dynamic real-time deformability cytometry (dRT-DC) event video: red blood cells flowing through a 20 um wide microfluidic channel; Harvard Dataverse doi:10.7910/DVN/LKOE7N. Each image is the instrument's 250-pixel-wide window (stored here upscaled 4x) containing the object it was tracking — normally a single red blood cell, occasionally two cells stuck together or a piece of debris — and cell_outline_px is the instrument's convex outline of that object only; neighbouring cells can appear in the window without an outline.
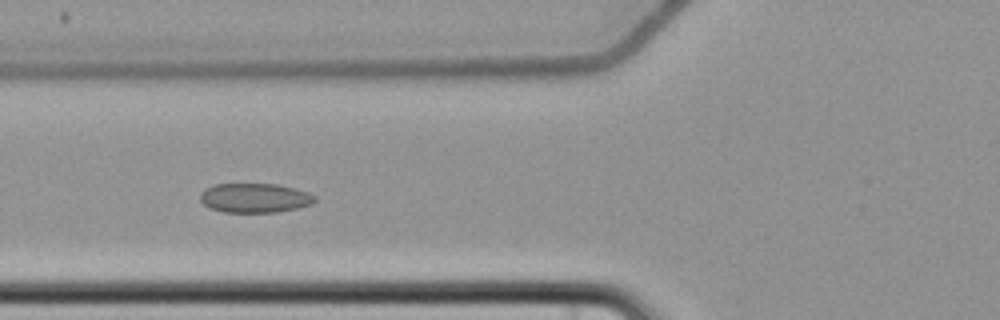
{"species": "common noctule bat (a hibernating species)", "species_latin": "Nyctalus noctula", "temperature_condition": "cold", "stored_images_in_passage": 9, "camera_frame_rate_fps": 3000, "um_per_image_px": 0.085, "animal": {"sex": "female", "body_mass_g": 22.7, "forearm_length_mm": 54.2}, "frame": {"image": 1, "passage_image": 6, "time_ms": 7.0, "image_size_px": [1000, 320], "cell_outline_px": [[316, 200], [312, 204], [296, 208], [276, 212], [224, 212], [208, 208], [200, 200], [200, 192], [204, 188], [212, 184], [276, 184], [296, 188], [308, 192], [316, 196]], "centroid_in_image_um": [21.63, 16.82], "position_along_channel_um": 104.2, "area_um2": 19.83}}
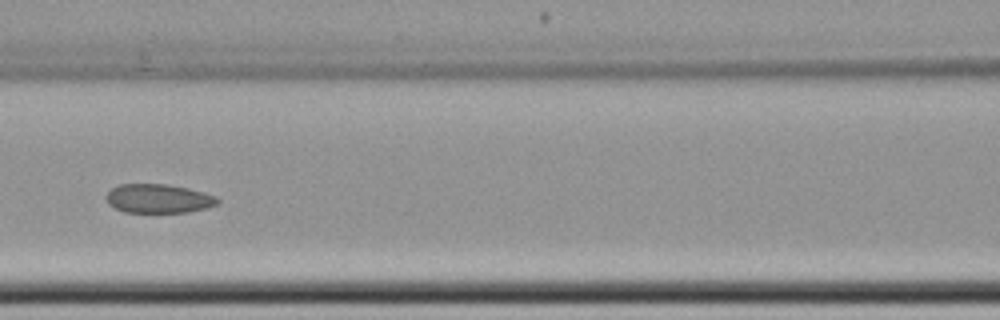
{"frame": {"image": 2, "passage_image": 7, "time_ms": 8.333, "image_size_px": [1000, 320], "cell_outline_px": [[220, 204], [188, 212], [124, 212], [108, 204], [104, 196], [112, 188], [120, 184], [168, 184], [188, 188], [204, 192], [216, 196], [220, 200]], "centroid_in_image_um": [13.48, 16.87], "position_along_channel_um": 153.1, "area_um2": 18.9}}
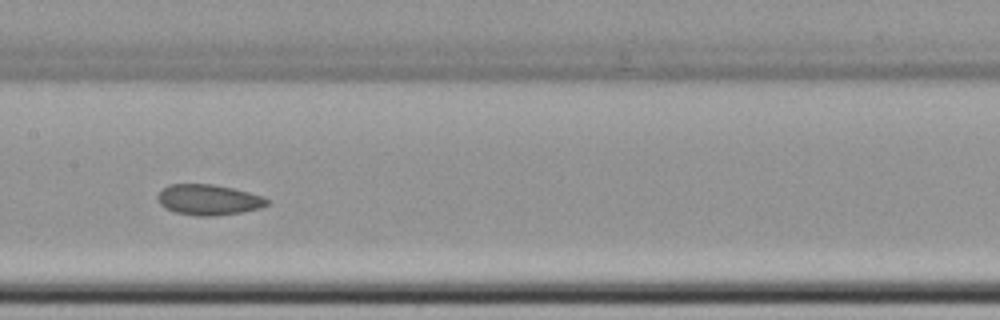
{"frame": {"image": 3, "passage_image": 8, "time_ms": 9.333, "image_size_px": [1000, 320], "cell_outline_px": [[268, 204], [260, 208], [240, 212], [212, 216], [196, 216], [176, 212], [164, 208], [160, 204], [156, 196], [168, 184], [212, 184], [232, 188], [264, 196], [268, 200]], "centroid_in_image_um": [17.71, 16.98], "position_along_channel_um": 189.7, "area_um2": 19.42}}